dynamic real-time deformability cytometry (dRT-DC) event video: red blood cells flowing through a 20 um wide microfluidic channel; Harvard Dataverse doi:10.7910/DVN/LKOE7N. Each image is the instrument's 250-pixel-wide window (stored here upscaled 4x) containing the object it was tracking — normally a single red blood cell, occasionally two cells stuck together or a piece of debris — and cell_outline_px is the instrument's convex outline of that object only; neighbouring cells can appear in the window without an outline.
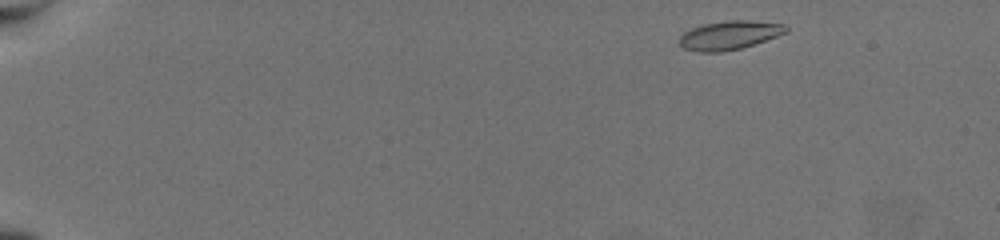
{"species": "common noctule bat (a hibernating species)", "species_latin": "Nyctalus noctula", "temperature_condition": "warm", "stored_images_in_passage": 51, "camera_frame_rate_fps": 3000, "um_per_image_px": 0.085, "animal": {"sex": "female", "body_mass_g": 19.5, "forearm_length_mm": 54.1}, "frame": {"image": 1, "passage_image": 1, "time_ms": 0.0, "image_size_px": [1000, 240], "cell_outline_px": [[788, 32], [740, 48], [720, 52], [696, 52], [684, 48], [680, 44], [680, 36], [684, 32], [692, 28], [704, 24], [728, 20], [748, 20], [784, 24], [788, 28]], "centroid_in_image_um": [61.98, 2.99], "position_along_channel_um": 23.0, "area_um2": 17.63}}
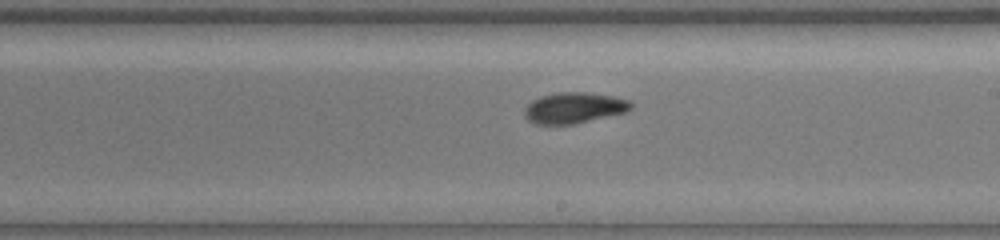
{"frame": {"image": 2, "passage_image": 30, "time_ms": 9.667, "image_size_px": [1000, 240], "cell_outline_px": [[632, 108], [628, 112], [572, 124], [536, 124], [528, 120], [524, 116], [524, 108], [532, 100], [540, 96], [560, 92], [588, 92], [616, 96], [628, 100], [632, 104]], "centroid_in_image_um": [48.81, 9.16], "position_along_channel_um": 240.2, "area_um2": 19.31}}
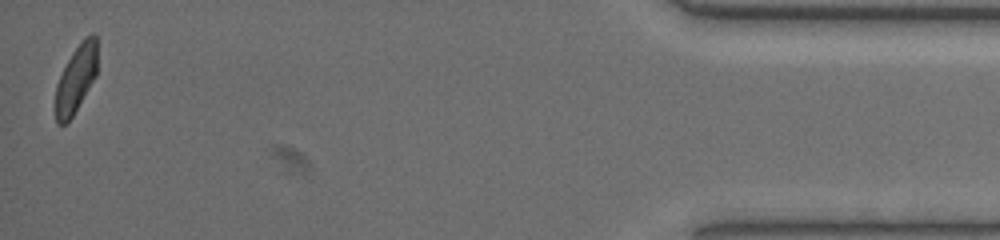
{"frame": {"image": 3, "passage_image": 51, "time_ms": 16.667, "image_size_px": [1000, 240], "cell_outline_px": [[96, 76], [72, 116], [64, 124], [56, 124], [56, 84], [72, 52], [84, 36], [92, 32], [96, 36]], "centroid_in_image_um": [6.46, 6.66], "position_along_channel_um": 428.7, "area_um2": 16.13}, "authors_computed_cell_mechanics": {"area_um2": 17.6868, "velocity_mm_per_s": 3.7264, "shape_relaxation_time_tau1_ms": 3.3582, "shape_relaxation_time_tau2_ms": 2.4682, "deformation_change_tau1": 0.1173, "deformation_change_tau2": 0.0792}}